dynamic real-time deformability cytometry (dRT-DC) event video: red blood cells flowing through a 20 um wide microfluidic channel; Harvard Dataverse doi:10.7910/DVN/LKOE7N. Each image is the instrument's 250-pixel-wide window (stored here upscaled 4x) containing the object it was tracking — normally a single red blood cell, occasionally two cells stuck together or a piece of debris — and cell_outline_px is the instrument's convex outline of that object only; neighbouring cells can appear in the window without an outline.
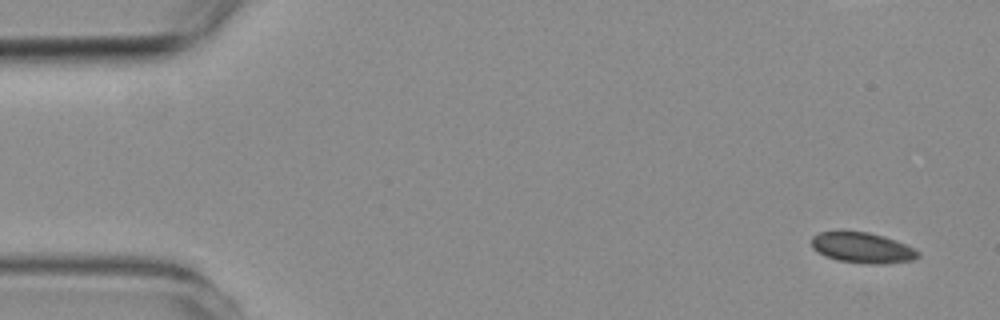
{"species": "common noctule bat (a hibernating species)", "species_latin": "Nyctalus noctula", "temperature_condition": "room temperature", "stored_images_in_passage": 3, "segment_of_instrument_passage": [2, 2], "camera_frame_rate_fps": 3000, "um_per_image_px": 0.085, "animal": {"sex": "female", "body_mass_g": 19.3, "forearm_length_mm": 54.1}, "frame": {"image": 1, "passage_image": 3, "time_ms": 4.667, "image_size_px": [1000, 320], "cell_outline_px": [[920, 256], [916, 260], [884, 264], [868, 264], [836, 260], [824, 256], [812, 248], [812, 236], [820, 232], [868, 232], [884, 236], [896, 240], [920, 252]], "centroid_in_image_um": [73.32, 21.08], "position_along_channel_um": 11.7, "area_um2": 19.02}}